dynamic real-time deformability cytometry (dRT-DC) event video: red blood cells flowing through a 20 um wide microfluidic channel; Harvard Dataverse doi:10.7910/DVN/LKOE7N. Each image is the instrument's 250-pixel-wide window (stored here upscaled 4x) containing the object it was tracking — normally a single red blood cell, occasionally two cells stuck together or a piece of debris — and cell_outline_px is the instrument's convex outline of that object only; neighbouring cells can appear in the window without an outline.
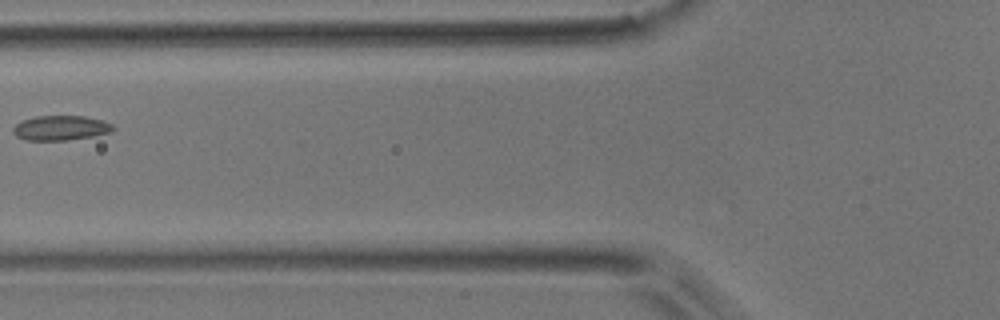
{"species": "common noctule bat (a hibernating species)", "species_latin": "Nyctalus noctula", "temperature_condition": "room temperature", "stored_images_in_passage": 4, "camera_frame_rate_fps": 3000, "um_per_image_px": 0.085, "animal": {"sex": "male", "body_mass_g": 17.9}, "frame": {"image": 1, "passage_image": 3, "time_ms": 0.667, "image_size_px": [1000, 320], "cell_outline_px": [[116, 128], [112, 132], [92, 136], [68, 140], [24, 140], [16, 136], [12, 132], [12, 128], [20, 120], [36, 116], [84, 116], [100, 120], [112, 124]], "centroid_in_image_um": [5.13, 10.87], "position_along_channel_um": 120.7, "area_um2": 14.51}}
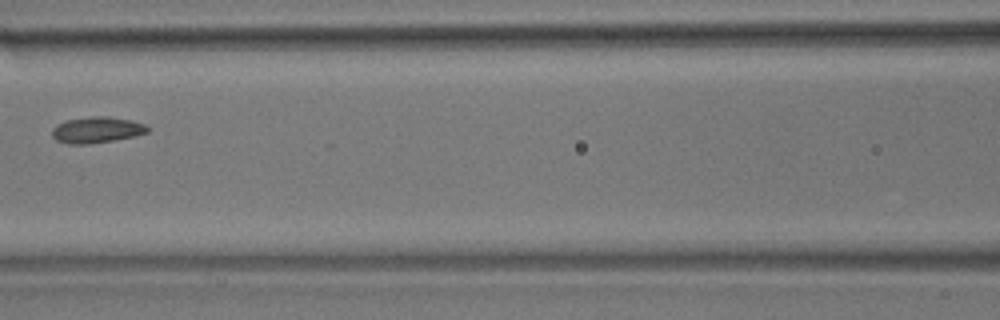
{"frame": {"image": 2, "passage_image": 4, "time_ms": 1.0, "image_size_px": [1000, 320], "cell_outline_px": [[148, 132], [132, 136], [112, 140], [88, 144], [68, 144], [56, 140], [52, 136], [52, 128], [56, 124], [68, 120], [92, 116], [108, 116], [132, 120], [144, 124], [148, 128]], "centroid_in_image_um": [8.19, 11.03], "position_along_channel_um": 158.4, "area_um2": 14.39}}